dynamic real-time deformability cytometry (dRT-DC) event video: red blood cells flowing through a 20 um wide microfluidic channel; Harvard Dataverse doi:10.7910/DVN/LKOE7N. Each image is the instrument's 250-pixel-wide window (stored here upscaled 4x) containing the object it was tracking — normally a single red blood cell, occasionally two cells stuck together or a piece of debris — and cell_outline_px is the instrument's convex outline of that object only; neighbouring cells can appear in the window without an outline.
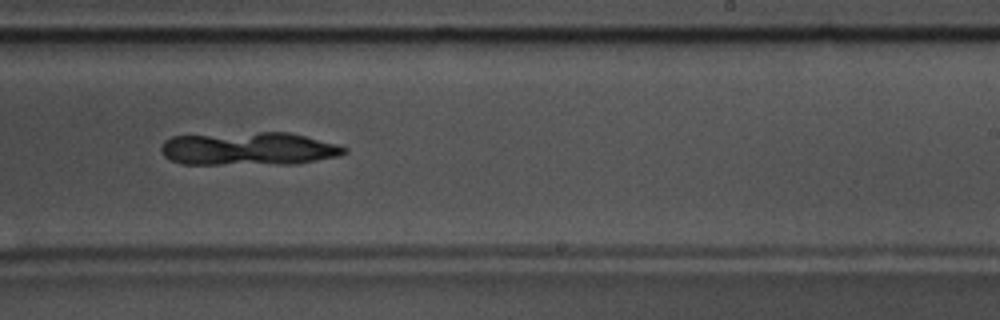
{"species": "common noctule bat (a hibernating species)", "species_latin": "Nyctalus noctula", "temperature_condition": "warm", "stored_images_in_passage": 43, "camera_frame_rate_fps": 3000, "um_per_image_px": 0.085, "animal": {"sex": "male", "body_mass_g": 17.5, "forearm_length_mm": 52.3}, "frame": {"image": 1, "passage_image": 25, "time_ms": 8.0, "image_size_px": [1000, 320], "cell_outline_px": [[348, 152], [336, 156], [292, 164], [180, 164], [164, 156], [160, 148], [164, 140], [172, 136], [260, 132], [288, 132], [336, 144], [348, 148]], "centroid_in_image_um": [21.09, 12.64], "position_along_channel_um": 267.9, "area_um2": 35.26}}